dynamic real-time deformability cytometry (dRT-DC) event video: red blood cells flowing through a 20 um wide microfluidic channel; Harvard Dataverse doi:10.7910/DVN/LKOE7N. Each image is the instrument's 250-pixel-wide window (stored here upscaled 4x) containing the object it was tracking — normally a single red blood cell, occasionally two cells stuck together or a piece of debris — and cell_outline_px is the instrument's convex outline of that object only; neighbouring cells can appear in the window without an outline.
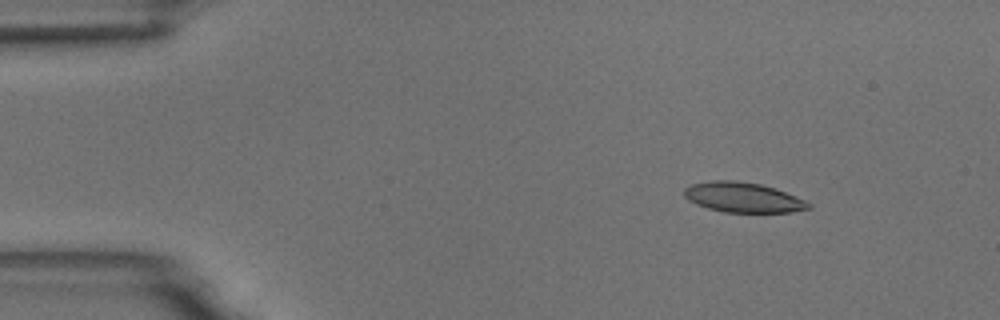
{"species": "common noctule bat (a hibernating species)", "species_latin": "Nyctalus noctula", "temperature_condition": "room temperature", "stored_images_in_passage": 3, "camera_frame_rate_fps": 3000, "um_per_image_px": 0.085, "animal": {"sex": "male", "body_mass_g": 18.8}, "frame": {"image": 1, "passage_image": 1, "time_ms": 0.0, "image_size_px": [1000, 320], "cell_outline_px": [[812, 208], [792, 212], [724, 212], [708, 208], [696, 204], [688, 200], [684, 196], [684, 188], [692, 184], [712, 180], [736, 180], [760, 184], [776, 188], [796, 196], [812, 204]], "centroid_in_image_um": [63.17, 16.77], "position_along_channel_um": 21.8, "area_um2": 21.85}}
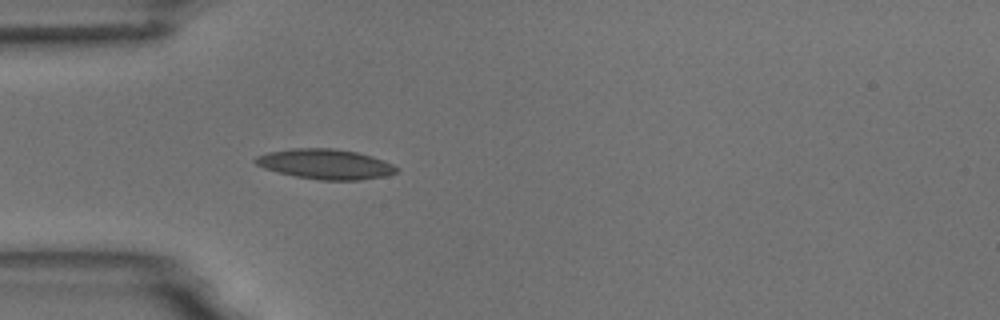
{"frame": {"image": 2, "passage_image": 3, "time_ms": 3.0, "image_size_px": [1000, 320], "cell_outline_px": [[400, 168], [396, 172], [388, 176], [360, 180], [320, 180], [296, 176], [264, 168], [256, 164], [252, 160], [256, 156], [268, 152], [292, 148], [332, 148], [356, 152], [372, 156], [384, 160]], "centroid_in_image_um": [27.68, 13.95], "position_along_channel_um": 57.3, "area_um2": 24.74}}